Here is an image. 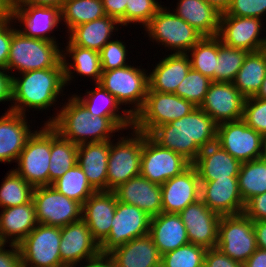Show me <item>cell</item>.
I'll list each match as a JSON object with an SVG mask.
<instances>
[{
    "instance_id": "obj_1",
    "label": "cell",
    "mask_w": 266,
    "mask_h": 267,
    "mask_svg": "<svg viewBox=\"0 0 266 267\" xmlns=\"http://www.w3.org/2000/svg\"><path fill=\"white\" fill-rule=\"evenodd\" d=\"M71 96V97H70ZM66 97L61 109L44 124H50L56 132L76 145L109 141L114 133L133 127V117H100L93 115L74 96ZM129 128V129H128Z\"/></svg>"
},
{
    "instance_id": "obj_2",
    "label": "cell",
    "mask_w": 266,
    "mask_h": 267,
    "mask_svg": "<svg viewBox=\"0 0 266 267\" xmlns=\"http://www.w3.org/2000/svg\"><path fill=\"white\" fill-rule=\"evenodd\" d=\"M217 126L208 114L196 107L190 114L156 127L149 136L192 164L202 149L216 143Z\"/></svg>"
},
{
    "instance_id": "obj_3",
    "label": "cell",
    "mask_w": 266,
    "mask_h": 267,
    "mask_svg": "<svg viewBox=\"0 0 266 267\" xmlns=\"http://www.w3.org/2000/svg\"><path fill=\"white\" fill-rule=\"evenodd\" d=\"M15 76L12 77V102L7 112L27 115L30 109L45 111L56 106L60 96H66L63 94L66 87L63 62L54 68L22 72Z\"/></svg>"
},
{
    "instance_id": "obj_4",
    "label": "cell",
    "mask_w": 266,
    "mask_h": 267,
    "mask_svg": "<svg viewBox=\"0 0 266 267\" xmlns=\"http://www.w3.org/2000/svg\"><path fill=\"white\" fill-rule=\"evenodd\" d=\"M59 45L58 42L27 37L16 30L14 23L6 70L13 76L16 72L57 67L62 62Z\"/></svg>"
},
{
    "instance_id": "obj_5",
    "label": "cell",
    "mask_w": 266,
    "mask_h": 267,
    "mask_svg": "<svg viewBox=\"0 0 266 267\" xmlns=\"http://www.w3.org/2000/svg\"><path fill=\"white\" fill-rule=\"evenodd\" d=\"M143 30L148 34V40L161 44L171 54L187 53L204 37L167 6H162Z\"/></svg>"
},
{
    "instance_id": "obj_6",
    "label": "cell",
    "mask_w": 266,
    "mask_h": 267,
    "mask_svg": "<svg viewBox=\"0 0 266 267\" xmlns=\"http://www.w3.org/2000/svg\"><path fill=\"white\" fill-rule=\"evenodd\" d=\"M140 67L128 65L114 70L102 71L99 82L121 105H125V110L133 118L143 108L149 88V72ZM126 107L131 108L127 109Z\"/></svg>"
},
{
    "instance_id": "obj_7",
    "label": "cell",
    "mask_w": 266,
    "mask_h": 267,
    "mask_svg": "<svg viewBox=\"0 0 266 267\" xmlns=\"http://www.w3.org/2000/svg\"><path fill=\"white\" fill-rule=\"evenodd\" d=\"M131 130V135L125 136L123 134L122 137H119L120 139L110 140L107 162V191H113L122 183L140 175L143 133L134 127Z\"/></svg>"
},
{
    "instance_id": "obj_8",
    "label": "cell",
    "mask_w": 266,
    "mask_h": 267,
    "mask_svg": "<svg viewBox=\"0 0 266 267\" xmlns=\"http://www.w3.org/2000/svg\"><path fill=\"white\" fill-rule=\"evenodd\" d=\"M196 106L174 93L147 91L143 108L133 118V127L149 135L156 127L190 114Z\"/></svg>"
},
{
    "instance_id": "obj_9",
    "label": "cell",
    "mask_w": 266,
    "mask_h": 267,
    "mask_svg": "<svg viewBox=\"0 0 266 267\" xmlns=\"http://www.w3.org/2000/svg\"><path fill=\"white\" fill-rule=\"evenodd\" d=\"M43 125L29 136L13 168L34 188L49 186L50 124Z\"/></svg>"
},
{
    "instance_id": "obj_10",
    "label": "cell",
    "mask_w": 266,
    "mask_h": 267,
    "mask_svg": "<svg viewBox=\"0 0 266 267\" xmlns=\"http://www.w3.org/2000/svg\"><path fill=\"white\" fill-rule=\"evenodd\" d=\"M61 227L37 224L18 244L22 267H65L60 255Z\"/></svg>"
},
{
    "instance_id": "obj_11",
    "label": "cell",
    "mask_w": 266,
    "mask_h": 267,
    "mask_svg": "<svg viewBox=\"0 0 266 267\" xmlns=\"http://www.w3.org/2000/svg\"><path fill=\"white\" fill-rule=\"evenodd\" d=\"M216 248L244 264L257 249L253 221L244 213L221 216Z\"/></svg>"
},
{
    "instance_id": "obj_12",
    "label": "cell",
    "mask_w": 266,
    "mask_h": 267,
    "mask_svg": "<svg viewBox=\"0 0 266 267\" xmlns=\"http://www.w3.org/2000/svg\"><path fill=\"white\" fill-rule=\"evenodd\" d=\"M38 224L63 227L82 219V204L59 193L52 185L33 191Z\"/></svg>"
},
{
    "instance_id": "obj_13",
    "label": "cell",
    "mask_w": 266,
    "mask_h": 267,
    "mask_svg": "<svg viewBox=\"0 0 266 267\" xmlns=\"http://www.w3.org/2000/svg\"><path fill=\"white\" fill-rule=\"evenodd\" d=\"M191 163L182 155L161 147L143 133L140 175L157 185L181 174Z\"/></svg>"
},
{
    "instance_id": "obj_14",
    "label": "cell",
    "mask_w": 266,
    "mask_h": 267,
    "mask_svg": "<svg viewBox=\"0 0 266 267\" xmlns=\"http://www.w3.org/2000/svg\"><path fill=\"white\" fill-rule=\"evenodd\" d=\"M151 217L137 206L117 201L107 238L99 245L100 255H108L134 238L149 234Z\"/></svg>"
},
{
    "instance_id": "obj_15",
    "label": "cell",
    "mask_w": 266,
    "mask_h": 267,
    "mask_svg": "<svg viewBox=\"0 0 266 267\" xmlns=\"http://www.w3.org/2000/svg\"><path fill=\"white\" fill-rule=\"evenodd\" d=\"M265 138L242 119L217 126V141L225 151L241 163L262 158Z\"/></svg>"
},
{
    "instance_id": "obj_16",
    "label": "cell",
    "mask_w": 266,
    "mask_h": 267,
    "mask_svg": "<svg viewBox=\"0 0 266 267\" xmlns=\"http://www.w3.org/2000/svg\"><path fill=\"white\" fill-rule=\"evenodd\" d=\"M10 18L20 28L21 34L49 42H58L51 36L61 24V9L53 6L23 5L10 7ZM49 33V34H48Z\"/></svg>"
},
{
    "instance_id": "obj_17",
    "label": "cell",
    "mask_w": 266,
    "mask_h": 267,
    "mask_svg": "<svg viewBox=\"0 0 266 267\" xmlns=\"http://www.w3.org/2000/svg\"><path fill=\"white\" fill-rule=\"evenodd\" d=\"M263 19L221 15L217 37L229 47L255 52L263 50L266 37H261ZM263 28V30H262ZM260 37V38H259Z\"/></svg>"
},
{
    "instance_id": "obj_18",
    "label": "cell",
    "mask_w": 266,
    "mask_h": 267,
    "mask_svg": "<svg viewBox=\"0 0 266 267\" xmlns=\"http://www.w3.org/2000/svg\"><path fill=\"white\" fill-rule=\"evenodd\" d=\"M60 255L65 267L81 266L100 256L99 244L81 219L61 227ZM80 263V264H79Z\"/></svg>"
},
{
    "instance_id": "obj_19",
    "label": "cell",
    "mask_w": 266,
    "mask_h": 267,
    "mask_svg": "<svg viewBox=\"0 0 266 267\" xmlns=\"http://www.w3.org/2000/svg\"><path fill=\"white\" fill-rule=\"evenodd\" d=\"M246 98L233 83L212 82L200 108L217 124L241 120Z\"/></svg>"
},
{
    "instance_id": "obj_20",
    "label": "cell",
    "mask_w": 266,
    "mask_h": 267,
    "mask_svg": "<svg viewBox=\"0 0 266 267\" xmlns=\"http://www.w3.org/2000/svg\"><path fill=\"white\" fill-rule=\"evenodd\" d=\"M191 244L216 248L221 215L210 210L201 200L189 204L179 213Z\"/></svg>"
},
{
    "instance_id": "obj_21",
    "label": "cell",
    "mask_w": 266,
    "mask_h": 267,
    "mask_svg": "<svg viewBox=\"0 0 266 267\" xmlns=\"http://www.w3.org/2000/svg\"><path fill=\"white\" fill-rule=\"evenodd\" d=\"M201 182L191 164L181 174L161 185L162 212L179 214L189 204L200 199Z\"/></svg>"
},
{
    "instance_id": "obj_22",
    "label": "cell",
    "mask_w": 266,
    "mask_h": 267,
    "mask_svg": "<svg viewBox=\"0 0 266 267\" xmlns=\"http://www.w3.org/2000/svg\"><path fill=\"white\" fill-rule=\"evenodd\" d=\"M200 182V199L210 210L221 216L244 212L245 203L239 190L237 177Z\"/></svg>"
},
{
    "instance_id": "obj_23",
    "label": "cell",
    "mask_w": 266,
    "mask_h": 267,
    "mask_svg": "<svg viewBox=\"0 0 266 267\" xmlns=\"http://www.w3.org/2000/svg\"><path fill=\"white\" fill-rule=\"evenodd\" d=\"M117 201L113 191H97L82 205V220L87 224L92 238L99 245L107 238L111 230Z\"/></svg>"
},
{
    "instance_id": "obj_24",
    "label": "cell",
    "mask_w": 266,
    "mask_h": 267,
    "mask_svg": "<svg viewBox=\"0 0 266 267\" xmlns=\"http://www.w3.org/2000/svg\"><path fill=\"white\" fill-rule=\"evenodd\" d=\"M113 192L119 202L137 206L150 217L162 213L161 185L152 183L141 175L122 183Z\"/></svg>"
},
{
    "instance_id": "obj_25",
    "label": "cell",
    "mask_w": 266,
    "mask_h": 267,
    "mask_svg": "<svg viewBox=\"0 0 266 267\" xmlns=\"http://www.w3.org/2000/svg\"><path fill=\"white\" fill-rule=\"evenodd\" d=\"M27 115L5 111L0 116V162H16L29 136L34 132Z\"/></svg>"
},
{
    "instance_id": "obj_26",
    "label": "cell",
    "mask_w": 266,
    "mask_h": 267,
    "mask_svg": "<svg viewBox=\"0 0 266 267\" xmlns=\"http://www.w3.org/2000/svg\"><path fill=\"white\" fill-rule=\"evenodd\" d=\"M192 165L200 181H214L237 177L241 162L232 157L218 143H214L202 149Z\"/></svg>"
},
{
    "instance_id": "obj_27",
    "label": "cell",
    "mask_w": 266,
    "mask_h": 267,
    "mask_svg": "<svg viewBox=\"0 0 266 267\" xmlns=\"http://www.w3.org/2000/svg\"><path fill=\"white\" fill-rule=\"evenodd\" d=\"M165 56L155 63L154 69L148 74V91L175 93L178 85L191 69L187 53H172Z\"/></svg>"
},
{
    "instance_id": "obj_28",
    "label": "cell",
    "mask_w": 266,
    "mask_h": 267,
    "mask_svg": "<svg viewBox=\"0 0 266 267\" xmlns=\"http://www.w3.org/2000/svg\"><path fill=\"white\" fill-rule=\"evenodd\" d=\"M110 152V140L83 143L78 145L77 163L86 175L92 188L107 191V162Z\"/></svg>"
},
{
    "instance_id": "obj_29",
    "label": "cell",
    "mask_w": 266,
    "mask_h": 267,
    "mask_svg": "<svg viewBox=\"0 0 266 267\" xmlns=\"http://www.w3.org/2000/svg\"><path fill=\"white\" fill-rule=\"evenodd\" d=\"M33 200L0 211V244L18 245L36 226Z\"/></svg>"
},
{
    "instance_id": "obj_30",
    "label": "cell",
    "mask_w": 266,
    "mask_h": 267,
    "mask_svg": "<svg viewBox=\"0 0 266 267\" xmlns=\"http://www.w3.org/2000/svg\"><path fill=\"white\" fill-rule=\"evenodd\" d=\"M108 256L116 267H161L162 255L149 234L132 239Z\"/></svg>"
},
{
    "instance_id": "obj_31",
    "label": "cell",
    "mask_w": 266,
    "mask_h": 267,
    "mask_svg": "<svg viewBox=\"0 0 266 267\" xmlns=\"http://www.w3.org/2000/svg\"><path fill=\"white\" fill-rule=\"evenodd\" d=\"M149 235L161 255L190 243L184 223L175 213L162 212L151 217Z\"/></svg>"
},
{
    "instance_id": "obj_32",
    "label": "cell",
    "mask_w": 266,
    "mask_h": 267,
    "mask_svg": "<svg viewBox=\"0 0 266 267\" xmlns=\"http://www.w3.org/2000/svg\"><path fill=\"white\" fill-rule=\"evenodd\" d=\"M66 45L64 50L62 48V62L66 87L68 84L70 85L73 78L76 76H73V74H77V76L79 75L80 77H90L95 84H99L102 74L99 52L74 45L69 39ZM68 56L73 62L67 59Z\"/></svg>"
},
{
    "instance_id": "obj_33",
    "label": "cell",
    "mask_w": 266,
    "mask_h": 267,
    "mask_svg": "<svg viewBox=\"0 0 266 267\" xmlns=\"http://www.w3.org/2000/svg\"><path fill=\"white\" fill-rule=\"evenodd\" d=\"M119 26L121 25L116 18L106 15L74 27L66 37L74 45L99 52L106 43L113 39V32H118Z\"/></svg>"
},
{
    "instance_id": "obj_34",
    "label": "cell",
    "mask_w": 266,
    "mask_h": 267,
    "mask_svg": "<svg viewBox=\"0 0 266 267\" xmlns=\"http://www.w3.org/2000/svg\"><path fill=\"white\" fill-rule=\"evenodd\" d=\"M176 9L173 12L190 26L196 29L204 37L218 35L220 16L214 7L204 0H177Z\"/></svg>"
},
{
    "instance_id": "obj_35",
    "label": "cell",
    "mask_w": 266,
    "mask_h": 267,
    "mask_svg": "<svg viewBox=\"0 0 266 267\" xmlns=\"http://www.w3.org/2000/svg\"><path fill=\"white\" fill-rule=\"evenodd\" d=\"M265 75L266 51L248 52L233 84L245 98L252 97L260 90Z\"/></svg>"
},
{
    "instance_id": "obj_36",
    "label": "cell",
    "mask_w": 266,
    "mask_h": 267,
    "mask_svg": "<svg viewBox=\"0 0 266 267\" xmlns=\"http://www.w3.org/2000/svg\"><path fill=\"white\" fill-rule=\"evenodd\" d=\"M78 145L61 137L50 125L49 186L77 163Z\"/></svg>"
},
{
    "instance_id": "obj_37",
    "label": "cell",
    "mask_w": 266,
    "mask_h": 267,
    "mask_svg": "<svg viewBox=\"0 0 266 267\" xmlns=\"http://www.w3.org/2000/svg\"><path fill=\"white\" fill-rule=\"evenodd\" d=\"M73 95L93 115L100 117H132L116 98L100 84H95V89L86 91L84 96L77 95L76 93ZM121 108L123 110H121ZM119 110H121V112H119Z\"/></svg>"
},
{
    "instance_id": "obj_38",
    "label": "cell",
    "mask_w": 266,
    "mask_h": 267,
    "mask_svg": "<svg viewBox=\"0 0 266 267\" xmlns=\"http://www.w3.org/2000/svg\"><path fill=\"white\" fill-rule=\"evenodd\" d=\"M106 16L102 0H66L61 8V22L69 33L74 27Z\"/></svg>"
},
{
    "instance_id": "obj_39",
    "label": "cell",
    "mask_w": 266,
    "mask_h": 267,
    "mask_svg": "<svg viewBox=\"0 0 266 267\" xmlns=\"http://www.w3.org/2000/svg\"><path fill=\"white\" fill-rule=\"evenodd\" d=\"M237 179L244 203L266 192V162L263 158L242 162Z\"/></svg>"
},
{
    "instance_id": "obj_40",
    "label": "cell",
    "mask_w": 266,
    "mask_h": 267,
    "mask_svg": "<svg viewBox=\"0 0 266 267\" xmlns=\"http://www.w3.org/2000/svg\"><path fill=\"white\" fill-rule=\"evenodd\" d=\"M52 186L59 192L81 203L84 202L96 191L89 184L86 175L81 167L76 163L65 174L52 183Z\"/></svg>"
},
{
    "instance_id": "obj_41",
    "label": "cell",
    "mask_w": 266,
    "mask_h": 267,
    "mask_svg": "<svg viewBox=\"0 0 266 267\" xmlns=\"http://www.w3.org/2000/svg\"><path fill=\"white\" fill-rule=\"evenodd\" d=\"M191 68L216 82V59L218 57V37H203L187 52Z\"/></svg>"
},
{
    "instance_id": "obj_42",
    "label": "cell",
    "mask_w": 266,
    "mask_h": 267,
    "mask_svg": "<svg viewBox=\"0 0 266 267\" xmlns=\"http://www.w3.org/2000/svg\"><path fill=\"white\" fill-rule=\"evenodd\" d=\"M34 187L13 169H10L0 186V210L32 201Z\"/></svg>"
},
{
    "instance_id": "obj_43",
    "label": "cell",
    "mask_w": 266,
    "mask_h": 267,
    "mask_svg": "<svg viewBox=\"0 0 266 267\" xmlns=\"http://www.w3.org/2000/svg\"><path fill=\"white\" fill-rule=\"evenodd\" d=\"M247 54L246 50L229 47L218 38L216 82L233 83Z\"/></svg>"
},
{
    "instance_id": "obj_44",
    "label": "cell",
    "mask_w": 266,
    "mask_h": 267,
    "mask_svg": "<svg viewBox=\"0 0 266 267\" xmlns=\"http://www.w3.org/2000/svg\"><path fill=\"white\" fill-rule=\"evenodd\" d=\"M205 254V247L189 243L163 254L161 267H204Z\"/></svg>"
},
{
    "instance_id": "obj_45",
    "label": "cell",
    "mask_w": 266,
    "mask_h": 267,
    "mask_svg": "<svg viewBox=\"0 0 266 267\" xmlns=\"http://www.w3.org/2000/svg\"><path fill=\"white\" fill-rule=\"evenodd\" d=\"M211 83L212 80L208 76L191 68L174 94L200 107Z\"/></svg>"
},
{
    "instance_id": "obj_46",
    "label": "cell",
    "mask_w": 266,
    "mask_h": 267,
    "mask_svg": "<svg viewBox=\"0 0 266 267\" xmlns=\"http://www.w3.org/2000/svg\"><path fill=\"white\" fill-rule=\"evenodd\" d=\"M159 3L158 0H127L125 27L129 24H139L144 28L162 7L161 3Z\"/></svg>"
},
{
    "instance_id": "obj_47",
    "label": "cell",
    "mask_w": 266,
    "mask_h": 267,
    "mask_svg": "<svg viewBox=\"0 0 266 267\" xmlns=\"http://www.w3.org/2000/svg\"><path fill=\"white\" fill-rule=\"evenodd\" d=\"M242 120L266 138V100L254 96L246 98Z\"/></svg>"
},
{
    "instance_id": "obj_48",
    "label": "cell",
    "mask_w": 266,
    "mask_h": 267,
    "mask_svg": "<svg viewBox=\"0 0 266 267\" xmlns=\"http://www.w3.org/2000/svg\"><path fill=\"white\" fill-rule=\"evenodd\" d=\"M123 43L121 40L114 39L106 43L99 51L102 71L114 70L130 64L126 62L128 50Z\"/></svg>"
},
{
    "instance_id": "obj_49",
    "label": "cell",
    "mask_w": 266,
    "mask_h": 267,
    "mask_svg": "<svg viewBox=\"0 0 266 267\" xmlns=\"http://www.w3.org/2000/svg\"><path fill=\"white\" fill-rule=\"evenodd\" d=\"M221 15L262 19L266 15V0H232L229 9Z\"/></svg>"
},
{
    "instance_id": "obj_50",
    "label": "cell",
    "mask_w": 266,
    "mask_h": 267,
    "mask_svg": "<svg viewBox=\"0 0 266 267\" xmlns=\"http://www.w3.org/2000/svg\"><path fill=\"white\" fill-rule=\"evenodd\" d=\"M13 21L8 18L0 23V69H6L13 35Z\"/></svg>"
},
{
    "instance_id": "obj_51",
    "label": "cell",
    "mask_w": 266,
    "mask_h": 267,
    "mask_svg": "<svg viewBox=\"0 0 266 267\" xmlns=\"http://www.w3.org/2000/svg\"><path fill=\"white\" fill-rule=\"evenodd\" d=\"M243 213L252 221L266 220V192L249 199Z\"/></svg>"
},
{
    "instance_id": "obj_52",
    "label": "cell",
    "mask_w": 266,
    "mask_h": 267,
    "mask_svg": "<svg viewBox=\"0 0 266 267\" xmlns=\"http://www.w3.org/2000/svg\"><path fill=\"white\" fill-rule=\"evenodd\" d=\"M204 267H244V264L234 261L217 248L206 249Z\"/></svg>"
},
{
    "instance_id": "obj_53",
    "label": "cell",
    "mask_w": 266,
    "mask_h": 267,
    "mask_svg": "<svg viewBox=\"0 0 266 267\" xmlns=\"http://www.w3.org/2000/svg\"><path fill=\"white\" fill-rule=\"evenodd\" d=\"M7 245L0 244V267H22L19 246L9 244L5 249Z\"/></svg>"
},
{
    "instance_id": "obj_54",
    "label": "cell",
    "mask_w": 266,
    "mask_h": 267,
    "mask_svg": "<svg viewBox=\"0 0 266 267\" xmlns=\"http://www.w3.org/2000/svg\"><path fill=\"white\" fill-rule=\"evenodd\" d=\"M104 11L107 16L116 18L121 27L125 26V9L127 0H102Z\"/></svg>"
},
{
    "instance_id": "obj_55",
    "label": "cell",
    "mask_w": 266,
    "mask_h": 267,
    "mask_svg": "<svg viewBox=\"0 0 266 267\" xmlns=\"http://www.w3.org/2000/svg\"><path fill=\"white\" fill-rule=\"evenodd\" d=\"M12 77L6 69H0V103L12 101Z\"/></svg>"
},
{
    "instance_id": "obj_56",
    "label": "cell",
    "mask_w": 266,
    "mask_h": 267,
    "mask_svg": "<svg viewBox=\"0 0 266 267\" xmlns=\"http://www.w3.org/2000/svg\"><path fill=\"white\" fill-rule=\"evenodd\" d=\"M66 0H8L9 7H18L23 5L53 6L62 8Z\"/></svg>"
},
{
    "instance_id": "obj_57",
    "label": "cell",
    "mask_w": 266,
    "mask_h": 267,
    "mask_svg": "<svg viewBox=\"0 0 266 267\" xmlns=\"http://www.w3.org/2000/svg\"><path fill=\"white\" fill-rule=\"evenodd\" d=\"M257 248L266 250V220L253 221Z\"/></svg>"
},
{
    "instance_id": "obj_58",
    "label": "cell",
    "mask_w": 266,
    "mask_h": 267,
    "mask_svg": "<svg viewBox=\"0 0 266 267\" xmlns=\"http://www.w3.org/2000/svg\"><path fill=\"white\" fill-rule=\"evenodd\" d=\"M244 267H266V250L257 248L246 260Z\"/></svg>"
},
{
    "instance_id": "obj_59",
    "label": "cell",
    "mask_w": 266,
    "mask_h": 267,
    "mask_svg": "<svg viewBox=\"0 0 266 267\" xmlns=\"http://www.w3.org/2000/svg\"><path fill=\"white\" fill-rule=\"evenodd\" d=\"M80 267H116V264L109 258L108 255H100L98 258L88 261Z\"/></svg>"
},
{
    "instance_id": "obj_60",
    "label": "cell",
    "mask_w": 266,
    "mask_h": 267,
    "mask_svg": "<svg viewBox=\"0 0 266 267\" xmlns=\"http://www.w3.org/2000/svg\"><path fill=\"white\" fill-rule=\"evenodd\" d=\"M206 3L214 7L219 13L223 14L231 6L232 0H204Z\"/></svg>"
},
{
    "instance_id": "obj_61",
    "label": "cell",
    "mask_w": 266,
    "mask_h": 267,
    "mask_svg": "<svg viewBox=\"0 0 266 267\" xmlns=\"http://www.w3.org/2000/svg\"><path fill=\"white\" fill-rule=\"evenodd\" d=\"M10 18V7L8 0H0V23Z\"/></svg>"
},
{
    "instance_id": "obj_62",
    "label": "cell",
    "mask_w": 266,
    "mask_h": 267,
    "mask_svg": "<svg viewBox=\"0 0 266 267\" xmlns=\"http://www.w3.org/2000/svg\"><path fill=\"white\" fill-rule=\"evenodd\" d=\"M254 97L266 100V75H265V78L263 80L260 90Z\"/></svg>"
},
{
    "instance_id": "obj_63",
    "label": "cell",
    "mask_w": 266,
    "mask_h": 267,
    "mask_svg": "<svg viewBox=\"0 0 266 267\" xmlns=\"http://www.w3.org/2000/svg\"><path fill=\"white\" fill-rule=\"evenodd\" d=\"M263 160L266 162V138L263 145V154H262Z\"/></svg>"
}]
</instances>
